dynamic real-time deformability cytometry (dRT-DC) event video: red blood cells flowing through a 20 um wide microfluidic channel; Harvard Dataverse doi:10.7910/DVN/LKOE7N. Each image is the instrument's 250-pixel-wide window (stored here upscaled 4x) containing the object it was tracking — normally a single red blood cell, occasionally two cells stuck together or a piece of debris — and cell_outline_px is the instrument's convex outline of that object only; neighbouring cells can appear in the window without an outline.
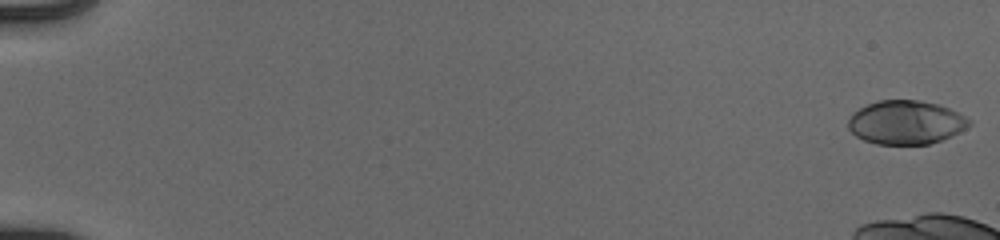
{"species": "human", "species_latin": "Homo sapiens", "temperature_condition": "cold", "stored_images_in_passage": 15, "camera_frame_rate_fps": 3000, "um_per_image_px": 0.085, "donor": {"sex": "male"}, "frame": {"image": 1, "passage_image": 1, "time_ms": 0.0, "image_size_px": [1000, 240], "cell_outline_px": [[972, 124], [960, 132], [952, 136], [928, 144], [876, 144], [864, 140], [856, 136], [848, 128], [848, 120], [852, 112], [868, 104], [880, 100], [920, 100], [940, 104], [972, 120]], "centroid_in_image_um": [77.0, 10.4], "position_along_channel_um": 8.0, "area_um2": 30.92}}